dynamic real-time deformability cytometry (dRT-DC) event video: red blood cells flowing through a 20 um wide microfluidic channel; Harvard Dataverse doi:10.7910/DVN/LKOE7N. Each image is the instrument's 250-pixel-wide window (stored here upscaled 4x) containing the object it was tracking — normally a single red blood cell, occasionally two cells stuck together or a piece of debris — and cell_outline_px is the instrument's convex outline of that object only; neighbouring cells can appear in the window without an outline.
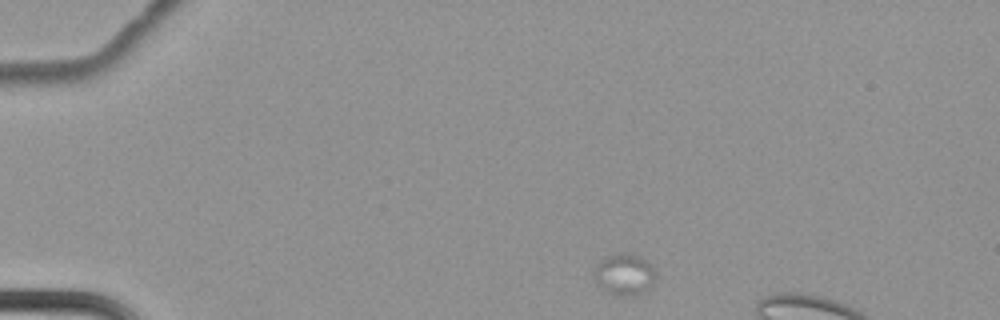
{"species": "common noctule bat (a hibernating species)", "species_latin": "Nyctalus noctula", "temperature_condition": "cold", "stored_images_in_passage": 11, "camera_frame_rate_fps": 3000, "um_per_image_px": 0.085, "animal": {"sex": "female", "body_mass_g": 22.7, "forearm_length_mm": 54.2}, "frame": {"image": 1, "passage_image": 1, "time_ms": 0.0, "image_size_px": [1000, 320], "cell_outline_px": [[656, 280], [652, 284], [640, 292], [608, 292], [596, 280], [596, 268], [600, 260], [604, 256], [620, 252], [624, 252], [640, 256], [656, 272]], "centroid_in_image_um": [53.09, 23.22], "position_along_channel_um": 31.9, "area_um2": 13.81}}